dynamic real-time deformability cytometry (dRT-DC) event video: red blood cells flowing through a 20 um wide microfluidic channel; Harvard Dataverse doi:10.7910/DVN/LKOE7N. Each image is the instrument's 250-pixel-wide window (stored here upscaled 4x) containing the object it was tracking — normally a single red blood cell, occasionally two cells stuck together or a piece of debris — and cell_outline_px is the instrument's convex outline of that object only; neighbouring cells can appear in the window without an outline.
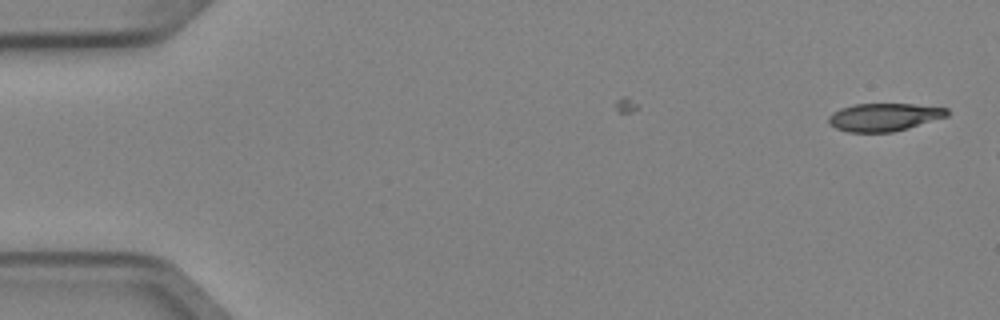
{"species": "Egyptian fruit bat (a non-hibernating species)", "species_latin": "Rousettus aegyptiacus", "temperature_condition": "cold", "stored_images_in_passage": 2, "camera_frame_rate_fps": 3000, "um_per_image_px": 0.085, "animal": {"sex": "female"}, "frame": {"image": 1, "passage_image": 2, "time_ms": 0.333, "image_size_px": [1000, 320], "cell_outline_px": [[948, 116], [908, 128], [892, 132], [848, 132], [836, 128], [828, 120], [828, 116], [832, 112], [840, 108], [856, 104], [912, 104], [948, 108]], "centroid_in_image_um": [75.14, 9.95], "position_along_channel_um": 9.9, "area_um2": 19.13}}